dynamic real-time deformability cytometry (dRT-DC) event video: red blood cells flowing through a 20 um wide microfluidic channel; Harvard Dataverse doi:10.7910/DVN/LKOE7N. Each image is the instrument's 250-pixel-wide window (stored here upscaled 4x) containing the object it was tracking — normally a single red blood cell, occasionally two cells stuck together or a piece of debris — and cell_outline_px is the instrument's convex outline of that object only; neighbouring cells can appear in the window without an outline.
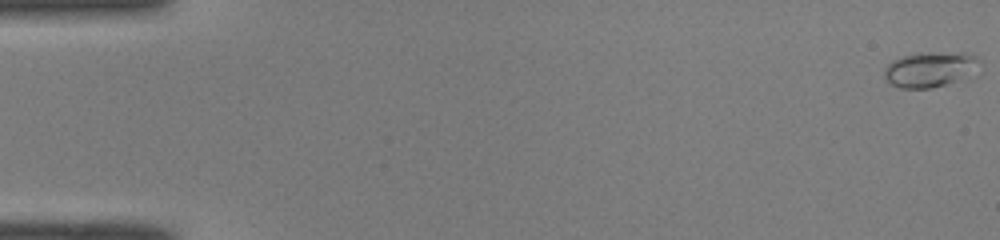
{"species": "common noctule bat (a hibernating species)", "species_latin": "Nyctalus noctula", "temperature_condition": "room temperature", "stored_images_in_passage": 15, "camera_frame_rate_fps": 3000, "um_per_image_px": 0.085, "animal": {"sex": "male", "body_mass_g": 19.0, "forearm_length_mm": 50.8}, "frame": {"image": 1, "passage_image": 1, "time_ms": 0.0, "image_size_px": [1000, 240], "cell_outline_px": [[980, 60], [952, 80], [944, 84], [932, 88], [900, 88], [892, 84], [884, 76], [884, 68], [892, 60], [900, 56], [920, 52], [964, 52]], "centroid_in_image_um": [78.83, 5.86], "position_along_channel_um": 6.2, "area_um2": 18.44}}
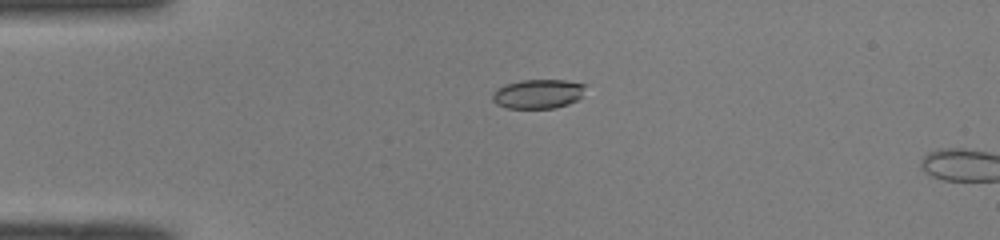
{"frame": {"image": 2, "passage_image": 13, "time_ms": 4.0, "image_size_px": [1000, 240], "cell_outline_px": [[588, 84], [580, 96], [576, 100], [568, 104], [556, 108], [508, 108], [496, 104], [492, 100], [492, 92], [496, 88], [504, 84], [520, 80], [564, 80]], "centroid_in_image_um": [45.7, 7.97], "position_along_channel_um": 39.3, "area_um2": 16.01}}